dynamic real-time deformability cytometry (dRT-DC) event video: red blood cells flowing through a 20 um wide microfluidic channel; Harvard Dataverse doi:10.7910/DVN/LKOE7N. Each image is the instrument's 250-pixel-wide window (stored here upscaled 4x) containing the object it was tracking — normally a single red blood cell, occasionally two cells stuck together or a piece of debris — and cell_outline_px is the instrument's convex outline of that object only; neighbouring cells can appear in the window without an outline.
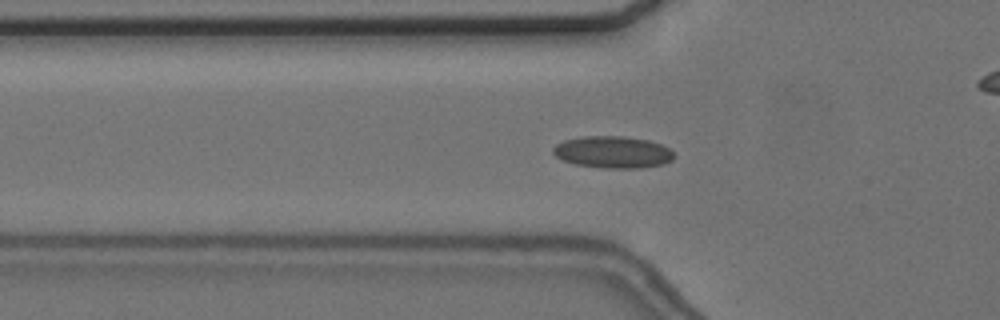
{"species": "common noctule bat (a hibernating species)", "species_latin": "Nyctalus noctula", "temperature_condition": "cold", "stored_images_in_passage": 58, "camera_frame_rate_fps": 3000, "um_per_image_px": 0.085, "animal": {"sex": "female", "body_mass_g": 24.6, "forearm_length_mm": 56.2}, "frame": {"image": 1, "passage_image": 20, "time_ms": 6.333, "image_size_px": [1000, 320], "cell_outline_px": [[676, 156], [672, 160], [664, 164], [640, 168], [604, 168], [576, 164], [564, 160], [556, 156], [552, 152], [552, 148], [556, 144], [564, 140], [584, 136], [624, 136], [648, 140], [660, 144], [668, 148]], "centroid_in_image_um": [52.1, 12.93], "position_along_channel_um": 73.7, "area_um2": 22.48}}
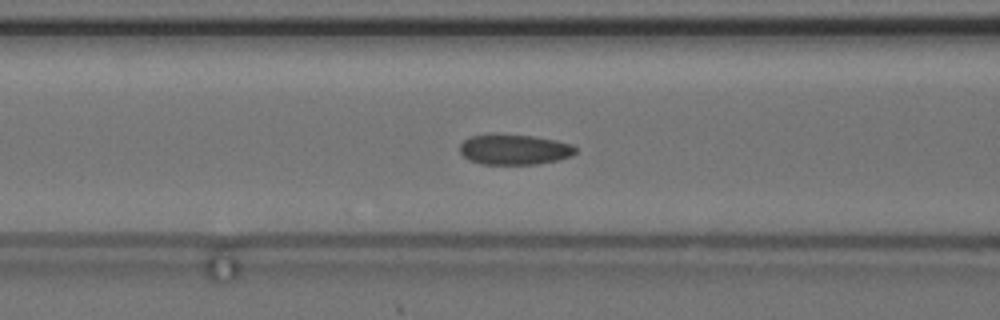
{"frame": {"image": 2, "passage_image": 24, "time_ms": 7.667, "image_size_px": [1000, 320], "cell_outline_px": [[576, 152], [572, 156], [556, 160], [536, 164], [480, 164], [468, 160], [460, 152], [460, 144], [464, 140], [472, 136], [532, 136], [556, 140], [572, 144], [576, 148]], "centroid_in_image_um": [43.74, 12.74], "position_along_channel_um": 122.9, "area_um2": 19.94}}
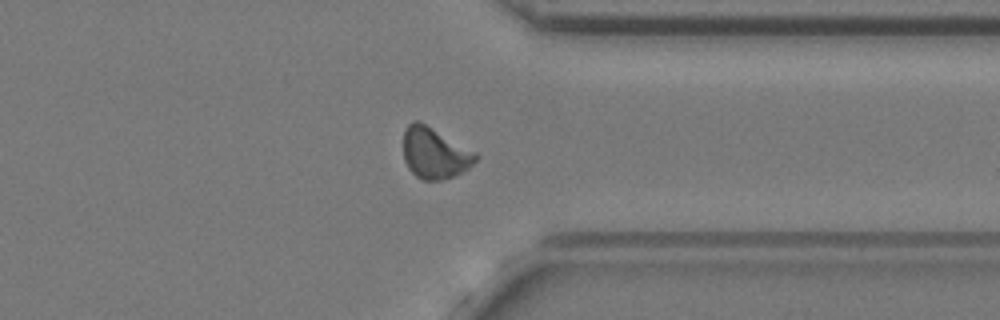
{"frame": {"image": 3, "passage_image": 45, "time_ms": 14.667, "image_size_px": [1000, 320], "cell_outline_px": [[480, 156], [468, 168], [444, 180], [424, 180], [416, 176], [408, 168], [404, 160], [404, 128], [412, 120], [420, 120], [476, 152]], "centroid_in_image_um": [36.93, 12.98], "position_along_channel_um": 374.5, "area_um2": 21.62}, "authors_computed_cell_mechanics": {"area_um2": 20.3745, "velocity_mm_per_s": 3.6275, "shape_relaxation_time_tau1_ms": 6.4264, "shape_relaxation_time_tau2_ms": 1.4594, "deformation_change_tau1": 0.1095, "deformation_change_tau2": 0.0591}}